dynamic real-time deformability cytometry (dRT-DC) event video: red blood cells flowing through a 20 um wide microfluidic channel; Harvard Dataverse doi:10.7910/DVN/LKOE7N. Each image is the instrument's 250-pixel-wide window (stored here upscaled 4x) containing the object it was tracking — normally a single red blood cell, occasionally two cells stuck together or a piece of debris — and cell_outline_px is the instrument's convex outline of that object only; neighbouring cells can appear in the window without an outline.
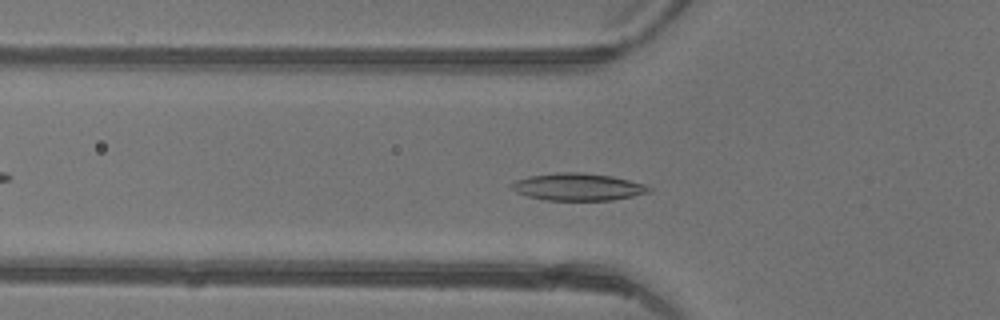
{"species": "common noctule bat (a hibernating species)", "species_latin": "Nyctalus noctula", "temperature_condition": "warm", "stored_images_in_passage": 43, "camera_frame_rate_fps": 3000, "um_per_image_px": 0.085, "animal": {"sex": "female"}, "frame": {"image": 1, "passage_image": 12, "time_ms": 3.667, "image_size_px": [1000, 320], "cell_outline_px": [[652, 188], [648, 192], [632, 196], [612, 200], [544, 200], [528, 196], [516, 192], [508, 188], [508, 184], [516, 180], [528, 176], [556, 172], [584, 172], [612, 176], [644, 184]], "centroid_in_image_um": [49.05, 15.88], "position_along_channel_um": 76.8, "area_um2": 21.96}}
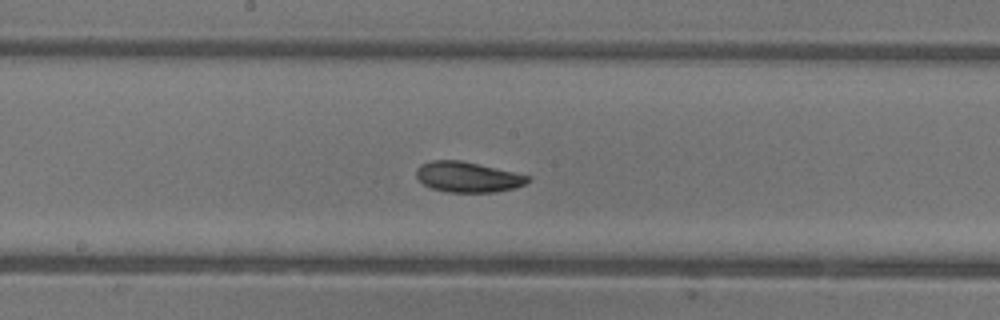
{"frame": {"image": 2, "passage_image": 21, "time_ms": 6.667, "image_size_px": [1000, 320], "cell_outline_px": [[532, 180], [524, 184], [512, 188], [496, 192], [448, 192], [432, 188], [424, 184], [416, 176], [416, 168], [420, 164], [432, 160], [460, 160], [532, 176]], "centroid_in_image_um": [39.76, 15.04], "position_along_channel_um": 208.4, "area_um2": 19.71}}
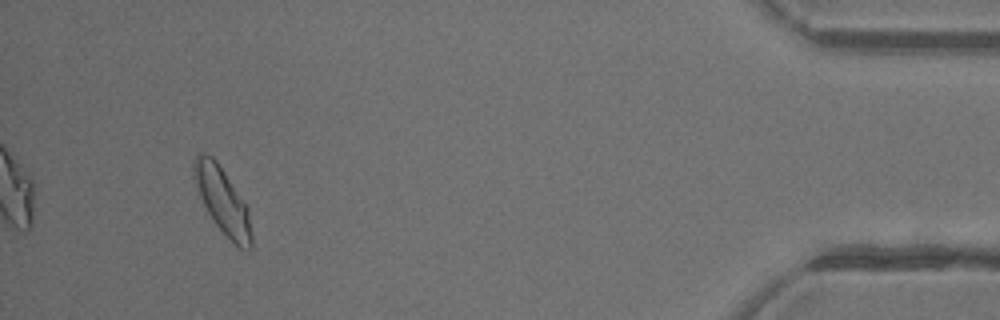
{"frame": {"image": 3, "passage_image": 40, "time_ms": 13.0, "image_size_px": [1000, 320], "cell_outline_px": [[252, 248], [248, 252], [240, 248], [212, 220], [200, 196], [196, 184], [192, 168], [192, 160], [196, 152], [200, 152], [212, 156], [216, 160], [248, 208], [252, 232]], "centroid_in_image_um": [18.91, 17.04], "position_along_channel_um": 416.3, "area_um2": 21.91}, "authors_computed_cell_mechanics": {"area_um2": 20.6924, "velocity_mm_per_s": 4.3684, "shape_relaxation_time_tau1_ms": 2.6403, "shape_relaxation_time_tau2_ms": 5.2044, "deformation_change_tau1": 0.0948, "deformation_change_tau2": 0.1013}}